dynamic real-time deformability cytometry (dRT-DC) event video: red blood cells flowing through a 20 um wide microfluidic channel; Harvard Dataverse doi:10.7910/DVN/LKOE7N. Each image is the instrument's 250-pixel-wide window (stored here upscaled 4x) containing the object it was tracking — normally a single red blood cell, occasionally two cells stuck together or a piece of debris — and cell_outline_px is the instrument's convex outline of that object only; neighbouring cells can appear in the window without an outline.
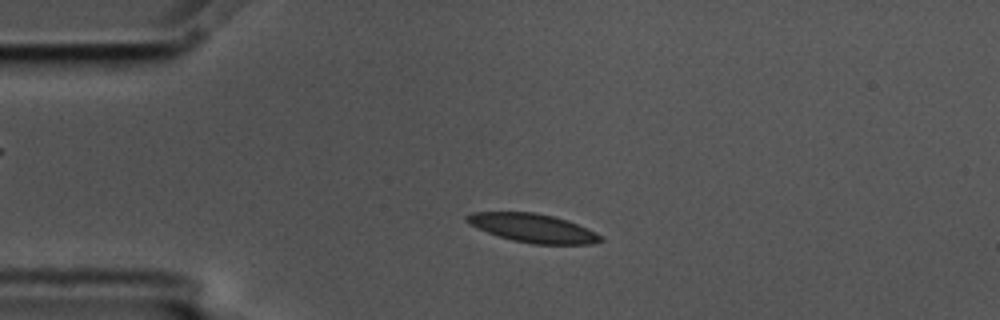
{"species": "common noctule bat (a hibernating species)", "species_latin": "Nyctalus noctula", "temperature_condition": "cold", "stored_images_in_passage": 54, "camera_frame_rate_fps": 3000, "um_per_image_px": 0.085, "animal": {"sex": "male", "body_mass_g": 17.5, "forearm_length_mm": 52.3}, "frame": {"image": 1, "passage_image": 10, "time_ms": 3.0, "image_size_px": [1000, 320], "cell_outline_px": [[604, 240], [592, 244], [532, 244], [512, 240], [488, 232], [468, 224], [464, 220], [464, 216], [472, 212], [536, 212], [568, 220], [588, 228], [604, 236]], "centroid_in_image_um": [45.32, 19.38], "position_along_channel_um": 39.7, "area_um2": 22.48}}
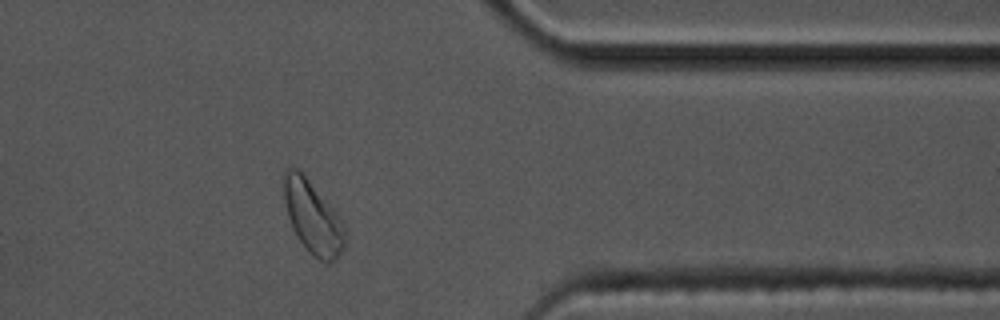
{"frame": {"image": 2, "passage_image": 43, "time_ms": 14.0, "image_size_px": [1000, 320], "cell_outline_px": [[344, 248], [336, 260], [328, 264], [324, 264], [312, 256], [308, 252], [296, 236], [292, 228], [288, 216], [284, 200], [284, 172], [288, 168], [296, 168], [308, 180], [344, 220]], "centroid_in_image_um": [26.6, 18.55], "position_along_channel_um": 384.8, "area_um2": 25.89}}
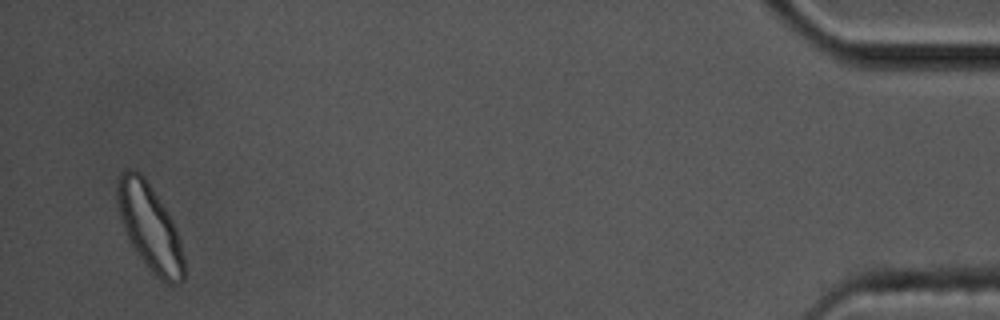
{"frame": {"image": 3, "passage_image": 52, "time_ms": 17.0, "image_size_px": [1000, 320], "cell_outline_px": [[184, 280], [176, 284], [168, 284], [160, 280], [148, 268], [132, 244], [124, 228], [120, 216], [116, 192], [120, 172], [124, 168], [132, 168], [140, 172], [144, 176], [168, 212], [176, 228], [180, 240], [184, 260]], "centroid_in_image_um": [12.74, 19.3], "position_along_channel_um": 422.5, "area_um2": 33.23}, "authors_computed_cell_mechanics": {"area_um2": 22.4264, "velocity_mm_per_s": 3.5191, "shape_relaxation_time_tau1_ms": 4.0444, "shape_relaxation_time_tau2_ms": 4.0524, "deformation_change_tau1": 0.1256, "deformation_change_tau2": 0.0897}}